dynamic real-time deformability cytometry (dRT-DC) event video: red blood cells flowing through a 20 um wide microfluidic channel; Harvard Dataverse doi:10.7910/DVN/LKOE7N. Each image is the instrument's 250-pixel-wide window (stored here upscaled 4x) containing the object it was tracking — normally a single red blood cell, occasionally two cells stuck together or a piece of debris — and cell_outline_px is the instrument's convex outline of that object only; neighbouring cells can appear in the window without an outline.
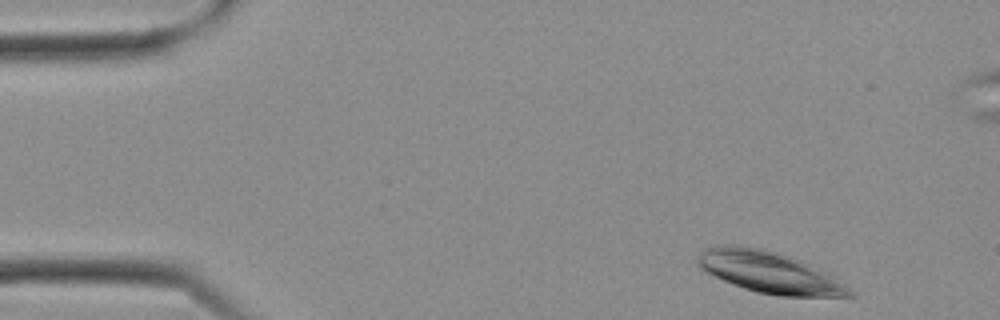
{"species": "Egyptian fruit bat (a non-hibernating species)", "species_latin": "Rousettus aegyptiacus", "temperature_condition": "cold", "stored_images_in_passage": 8, "camera_frame_rate_fps": 3000, "um_per_image_px": 0.085, "frame": {"image": 1, "passage_image": 1, "time_ms": 0.0, "image_size_px": [1000, 320], "cell_outline_px": [[852, 296], [780, 296], [756, 292], [732, 284], [700, 268], [696, 256], [704, 248], [716, 244], [740, 244], [764, 248], [800, 260], [828, 272], [844, 284], [852, 292]], "centroid_in_image_um": [65.34, 23.11], "position_along_channel_um": 19.7, "area_um2": 36.76}}
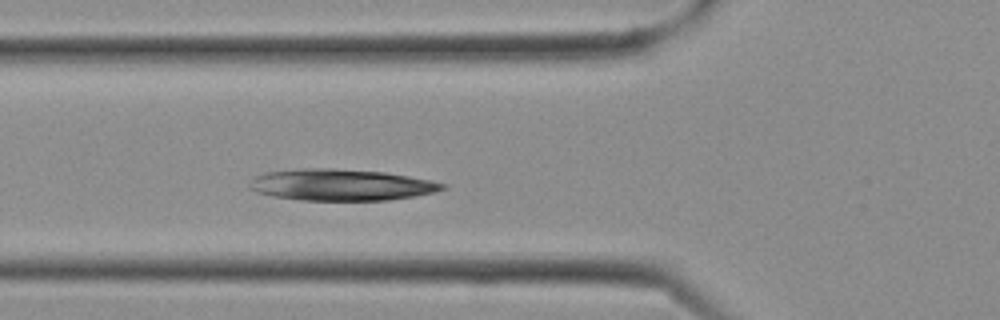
{"frame": {"image": 2, "passage_image": 8, "time_ms": 2.333, "image_size_px": [1000, 320], "cell_outline_px": [[448, 188], [436, 192], [416, 196], [388, 200], [300, 200], [272, 196], [256, 192], [248, 184], [256, 176], [264, 172], [300, 168], [332, 168], [384, 172], [408, 176], [448, 184]], "centroid_in_image_um": [29.01, 15.71], "position_along_channel_um": 96.8, "area_um2": 35.49}}